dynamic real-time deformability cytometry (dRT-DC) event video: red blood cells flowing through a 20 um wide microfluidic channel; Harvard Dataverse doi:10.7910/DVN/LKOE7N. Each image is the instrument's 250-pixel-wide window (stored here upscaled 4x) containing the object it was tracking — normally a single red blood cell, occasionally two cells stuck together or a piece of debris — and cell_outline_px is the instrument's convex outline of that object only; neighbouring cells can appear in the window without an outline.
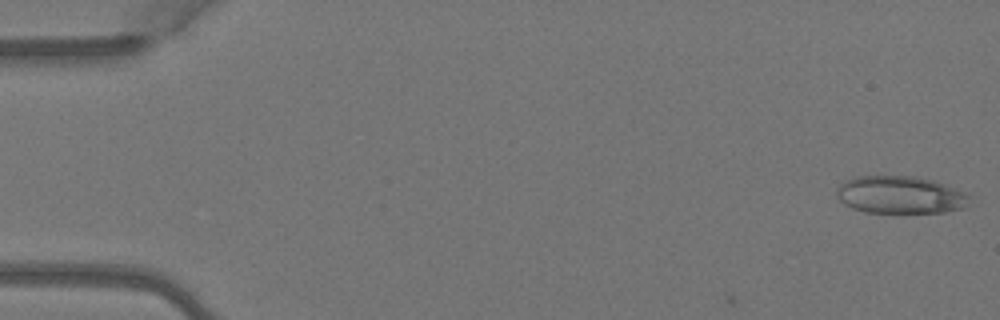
{"species": "Egyptian fruit bat (a non-hibernating species)", "species_latin": "Rousettus aegyptiacus", "temperature_condition": "warm", "stored_images_in_passage": 3, "camera_frame_rate_fps": 3000, "um_per_image_px": 0.085, "animal": {"sex": "female"}, "frame": {"image": 1, "passage_image": 1, "time_ms": 0.0, "image_size_px": [1000, 320], "cell_outline_px": [[968, 196], [964, 208], [944, 212], [864, 212], [852, 208], [844, 204], [836, 196], [836, 188], [840, 184], [856, 176], [916, 176], [936, 180], [964, 192]], "centroid_in_image_um": [76.48, 16.55], "position_along_channel_um": 8.5, "area_um2": 28.96}}